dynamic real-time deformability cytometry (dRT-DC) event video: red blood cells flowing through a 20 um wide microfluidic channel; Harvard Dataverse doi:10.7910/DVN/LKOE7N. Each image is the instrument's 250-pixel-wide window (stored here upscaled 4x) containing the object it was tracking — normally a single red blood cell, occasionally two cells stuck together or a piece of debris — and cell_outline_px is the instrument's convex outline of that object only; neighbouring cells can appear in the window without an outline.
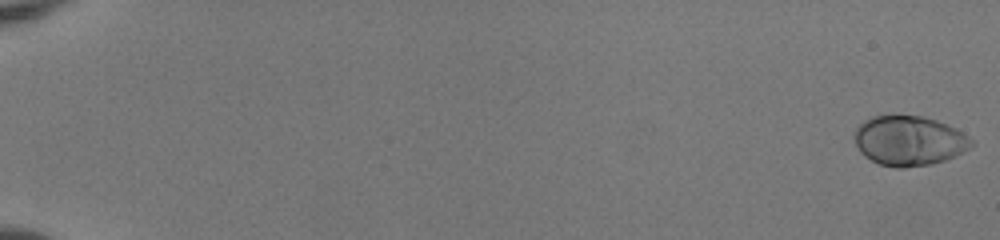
{"species": "human", "species_latin": "Homo sapiens", "temperature_condition": "room temperature", "stored_images_in_passage": 54, "camera_frame_rate_fps": 3000, "um_per_image_px": 0.085, "donor": {"sex": "female"}, "frame": {"image": 1, "passage_image": 1, "time_ms": 0.0, "image_size_px": [1000, 240], "cell_outline_px": [[972, 144], [964, 152], [956, 156], [932, 164], [904, 168], [896, 168], [880, 164], [864, 156], [860, 152], [852, 136], [856, 128], [864, 120], [872, 116], [896, 112], [924, 116], [936, 120], [956, 128], [968, 136], [972, 140]], "centroid_in_image_um": [77.23, 11.92], "position_along_channel_um": 7.8, "area_um2": 34.74}}
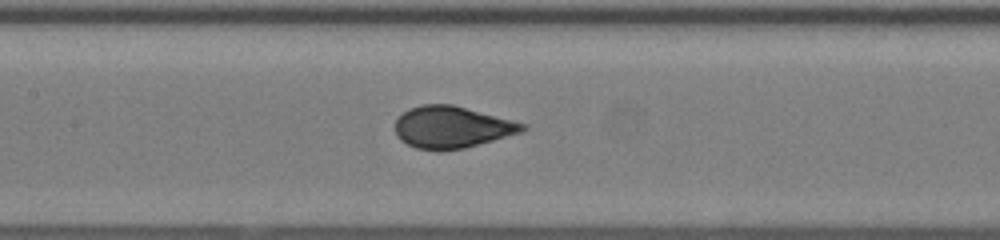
{"frame": {"image": 2, "passage_image": 29, "time_ms": 9.333, "image_size_px": [1000, 240], "cell_outline_px": [[528, 128], [520, 132], [464, 148], [416, 148], [400, 140], [396, 136], [396, 120], [408, 108], [424, 104], [452, 104], [528, 124]], "centroid_in_image_um": [38.41, 10.77], "position_along_channel_um": 169.0, "area_um2": 30.35}}
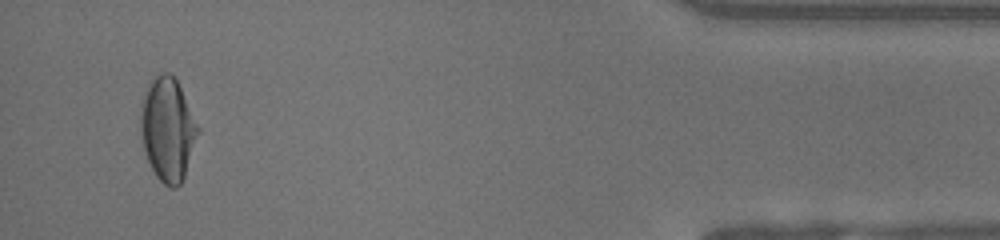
{"frame": {"image": 3, "passage_image": 52, "time_ms": 17.0, "image_size_px": [1000, 240], "cell_outline_px": [[200, 132], [184, 176], [180, 184], [176, 188], [172, 188], [164, 184], [156, 176], [144, 152], [140, 128], [140, 104], [148, 84], [152, 76], [160, 72], [172, 72], [176, 76], [200, 128]], "centroid_in_image_um": [14.26, 10.92], "position_along_channel_um": 420.9, "area_um2": 35.14}, "authors_computed_cell_mechanics": {"area_um2": 32.2235, "velocity_mm_per_s": 4.022, "shape_relaxation_time_tau1_ms": 4.848, "shape_relaxation_time_tau2_ms": null, "deformation_change_tau1": 0.2229, "deformation_change_tau2": null}}